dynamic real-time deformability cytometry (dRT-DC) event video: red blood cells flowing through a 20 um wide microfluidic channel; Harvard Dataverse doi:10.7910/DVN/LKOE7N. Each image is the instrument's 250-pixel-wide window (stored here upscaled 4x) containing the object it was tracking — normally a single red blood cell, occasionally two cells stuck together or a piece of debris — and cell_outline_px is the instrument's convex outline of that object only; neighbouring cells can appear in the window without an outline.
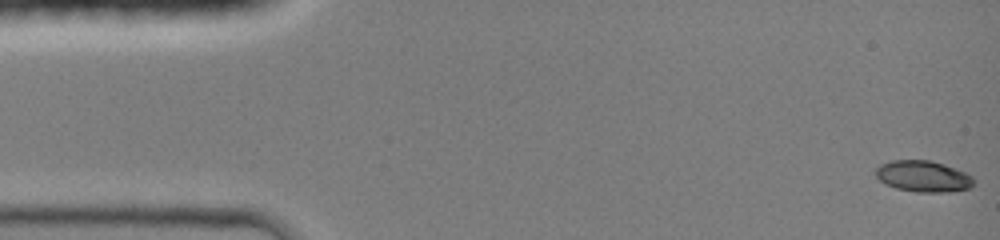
{"species": "common noctule bat (a hibernating species)", "species_latin": "Nyctalus noctula", "temperature_condition": "room temperature", "stored_images_in_passage": 45, "camera_frame_rate_fps": 3000, "um_per_image_px": 0.085, "animal": {"sex": "female", "body_mass_g": 19.0, "forearm_length_mm": 51.5}, "frame": {"image": 1, "passage_image": 1, "time_ms": 0.0, "image_size_px": [1000, 240], "cell_outline_px": [[976, 180], [972, 188], [948, 192], [916, 192], [896, 188], [884, 184], [876, 176], [876, 168], [880, 164], [892, 160], [928, 160], [944, 164], [964, 172], [972, 176]], "centroid_in_image_um": [78.49, 14.99], "position_along_channel_um": 6.5, "area_um2": 17.98}}
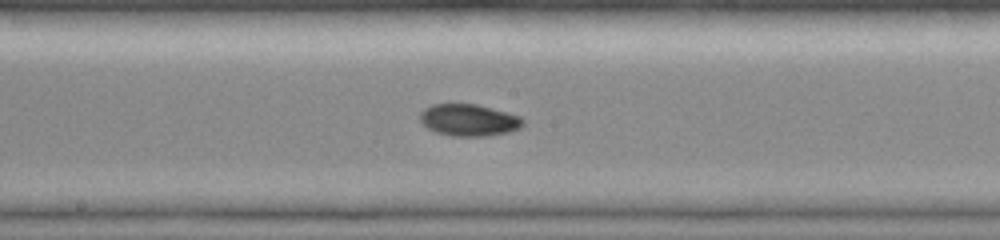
{"frame": {"image": 2, "passage_image": 24, "time_ms": 7.667, "image_size_px": [1000, 240], "cell_outline_px": [[524, 124], [520, 128], [508, 132], [484, 136], [452, 136], [436, 132], [428, 128], [420, 120], [420, 112], [424, 108], [432, 104], [476, 104], [492, 108], [520, 116], [524, 120]], "centroid_in_image_um": [39.85, 10.2], "position_along_channel_um": 208.3, "area_um2": 19.07}}
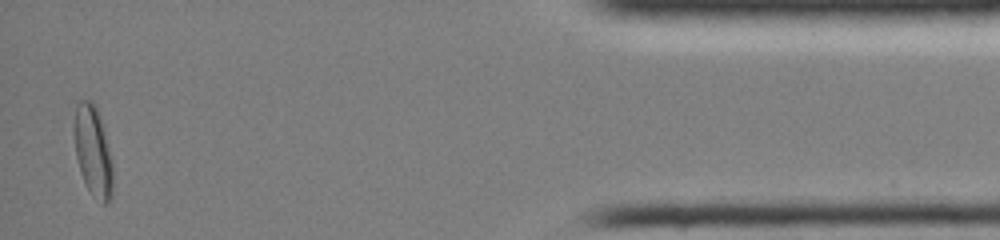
{"frame": {"image": 3, "passage_image": 44, "time_ms": 14.333, "image_size_px": [1000, 240], "cell_outline_px": [[112, 196], [104, 204], [88, 188], [80, 172], [76, 156], [72, 132], [72, 124], [76, 104], [80, 100], [92, 100], [100, 116], [104, 128], [112, 160]], "centroid_in_image_um": [7.87, 12.75], "position_along_channel_um": 427.3, "area_um2": 20.52}, "authors_computed_cell_mechanics": {"area_um2": 18.5538, "velocity_mm_per_s": 4.2667, "shape_relaxation_time_tau1_ms": 2.7847, "shape_relaxation_time_tau2_ms": 5.6124, "deformation_change_tau1": 0.1536, "deformation_change_tau2": 0.0716}}